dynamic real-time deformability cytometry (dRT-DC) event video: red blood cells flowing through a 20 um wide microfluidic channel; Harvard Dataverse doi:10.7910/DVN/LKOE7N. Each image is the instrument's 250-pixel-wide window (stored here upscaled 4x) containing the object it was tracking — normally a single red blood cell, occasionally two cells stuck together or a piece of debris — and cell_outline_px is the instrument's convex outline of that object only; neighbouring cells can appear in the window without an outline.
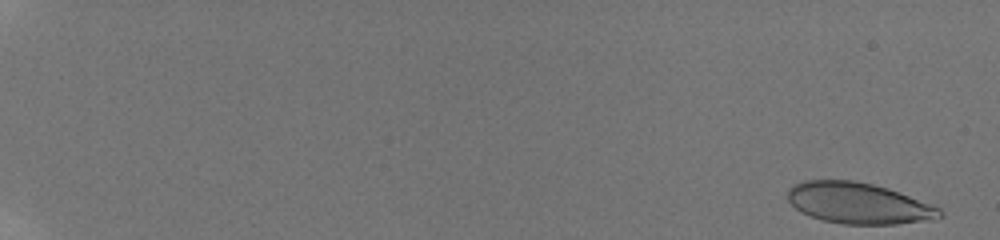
{"species": "human", "species_latin": "Homo sapiens", "temperature_condition": "room temperature", "stored_images_in_passage": 56, "camera_frame_rate_fps": 3000, "um_per_image_px": 0.085, "donor": {"sex": "male"}, "frame": {"image": 1, "passage_image": 1, "time_ms": 0.0, "image_size_px": [1000, 240], "cell_outline_px": [[944, 216], [896, 224], [844, 224], [820, 220], [800, 212], [788, 200], [788, 188], [792, 184], [804, 180], [852, 180], [872, 184], [888, 188], [940, 208], [944, 212]], "centroid_in_image_um": [72.9, 17.26], "position_along_channel_um": 12.1, "area_um2": 36.18}}
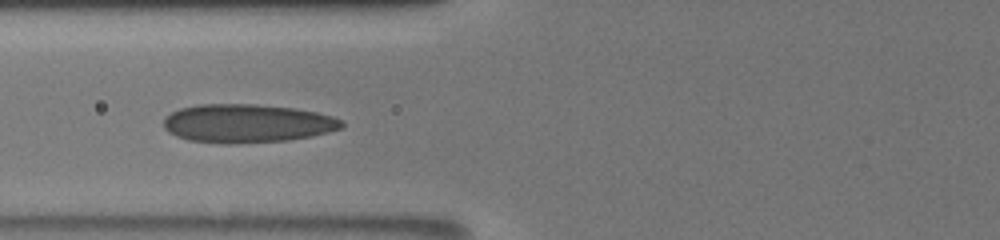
{"frame": {"image": 2, "passage_image": 26, "time_ms": 8.333, "image_size_px": [1000, 240], "cell_outline_px": [[344, 124], [340, 128], [328, 132], [312, 136], [288, 140], [236, 144], [224, 144], [188, 140], [176, 136], [168, 132], [164, 128], [164, 116], [180, 108], [200, 104], [256, 104], [296, 108], [316, 112], [332, 116], [344, 120]], "centroid_in_image_um": [20.99, 10.49], "position_along_channel_um": 104.8, "area_um2": 40.29}}
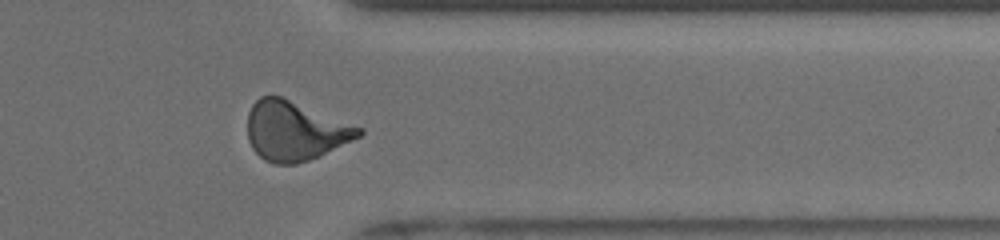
{"frame": {"image": 3, "passage_image": 48, "time_ms": 15.667, "image_size_px": [1000, 240], "cell_outline_px": [[364, 132], [360, 136], [320, 156], [296, 164], [276, 164], [264, 160], [252, 148], [248, 140], [248, 112], [252, 104], [260, 96], [280, 96], [364, 128]], "centroid_in_image_um": [25.06, 11.13], "position_along_channel_um": 386.3, "area_um2": 38.32}, "authors_computed_cell_mechanics": {"area_um2": 37.3388, "velocity_mm_per_s": 3.8618, "shape_relaxation_time_tau1_ms": 7.397, "shape_relaxation_time_tau2_ms": 1.1981, "deformation_change_tau1": 0.2131, "deformation_change_tau2": 0.0827}}